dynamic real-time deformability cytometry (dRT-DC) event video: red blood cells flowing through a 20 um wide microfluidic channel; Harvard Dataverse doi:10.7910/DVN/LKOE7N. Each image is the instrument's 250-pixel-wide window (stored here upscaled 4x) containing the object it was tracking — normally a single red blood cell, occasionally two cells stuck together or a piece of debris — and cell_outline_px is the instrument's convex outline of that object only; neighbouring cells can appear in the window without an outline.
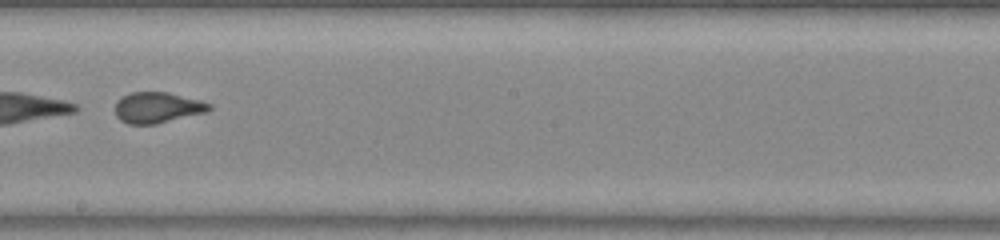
{"species": "common noctule bat (a hibernating species)", "species_latin": "Nyctalus noctula", "temperature_condition": "warm", "stored_images_in_passage": 45, "segment_of_instrument_passage": [2, 2], "camera_frame_rate_fps": 3000, "um_per_image_px": 0.085, "animal": {"sex": "male", "body_mass_g": 20.0, "forearm_length_mm": 53.3}, "frame": {"image": 1, "passage_image": 27, "time_ms": 8.667, "image_size_px": [1000, 240], "cell_outline_px": [[212, 108], [204, 112], [156, 124], [128, 124], [120, 120], [116, 116], [116, 100], [132, 92], [168, 92], [200, 100], [212, 104]], "centroid_in_image_um": [13.37, 9.14], "position_along_channel_um": 234.8, "area_um2": 16.76}}
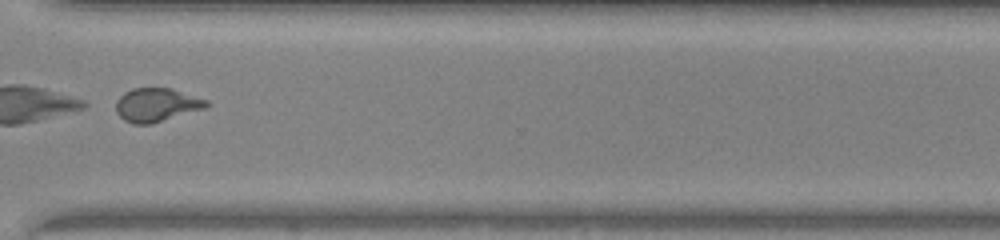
{"frame": {"image": 2, "passage_image": 35, "time_ms": 11.333, "image_size_px": [1000, 240], "cell_outline_px": [[212, 104], [208, 108], [152, 124], [132, 124], [124, 120], [116, 112], [116, 100], [124, 92], [132, 88], [172, 88], [208, 100]], "centroid_in_image_um": [13.35, 8.92], "position_along_channel_um": 357.2, "area_um2": 18.09}}